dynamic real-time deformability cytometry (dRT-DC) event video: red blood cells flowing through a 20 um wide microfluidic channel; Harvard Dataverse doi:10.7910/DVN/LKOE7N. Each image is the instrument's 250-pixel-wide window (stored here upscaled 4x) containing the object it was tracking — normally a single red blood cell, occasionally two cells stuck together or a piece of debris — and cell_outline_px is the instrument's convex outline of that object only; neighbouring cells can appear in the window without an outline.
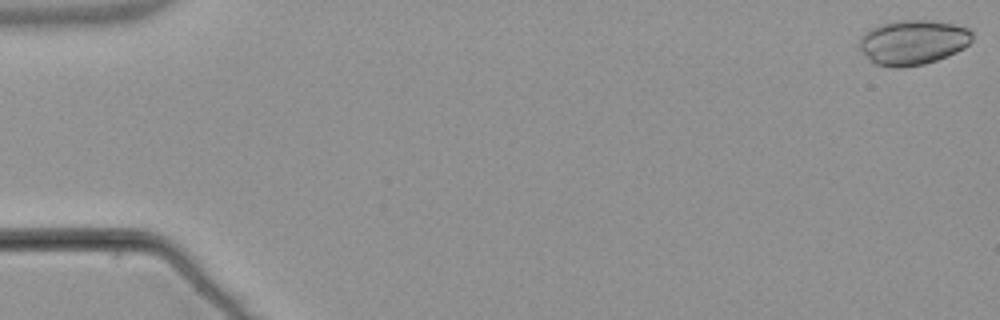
{"species": "common noctule bat (a hibernating species)", "species_latin": "Nyctalus noctula", "temperature_condition": "warm", "stored_images_in_passage": 16, "camera_frame_rate_fps": 3000, "um_per_image_px": 0.085, "animal": {"sex": "male", "body_mass_g": 21.5, "forearm_length_mm": 52.0}, "frame": {"image": 1, "passage_image": 1, "time_ms": 0.0, "image_size_px": [1000, 320], "cell_outline_px": [[972, 40], [964, 48], [948, 56], [924, 64], [904, 68], [896, 68], [876, 64], [868, 60], [856, 44], [856, 40], [864, 32], [880, 24], [892, 20], [932, 20], [952, 24], [968, 28], [972, 32]], "centroid_in_image_um": [77.54, 3.59], "position_along_channel_um": 7.5, "area_um2": 30.0}}
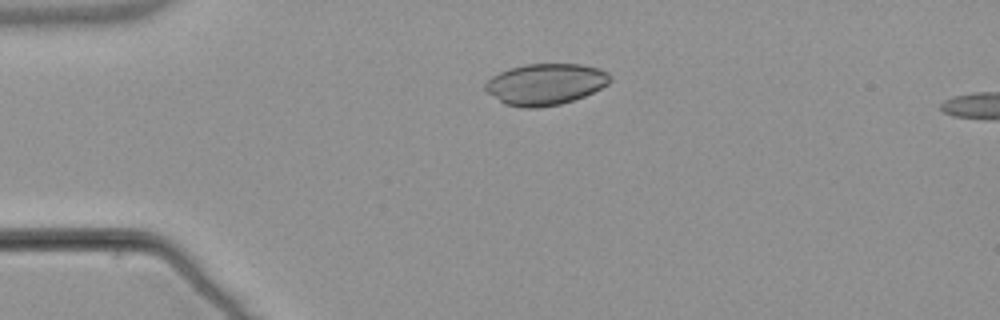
{"frame": {"image": 2, "passage_image": 13, "time_ms": 4.0, "image_size_px": [1000, 320], "cell_outline_px": [[612, 80], [608, 84], [584, 96], [560, 104], [536, 108], [524, 108], [504, 104], [488, 92], [484, 88], [484, 84], [492, 76], [508, 68], [524, 64], [580, 64], [600, 68], [608, 72], [612, 76]], "centroid_in_image_um": [46.37, 7.15], "position_along_channel_um": 38.6, "area_um2": 30.11}}